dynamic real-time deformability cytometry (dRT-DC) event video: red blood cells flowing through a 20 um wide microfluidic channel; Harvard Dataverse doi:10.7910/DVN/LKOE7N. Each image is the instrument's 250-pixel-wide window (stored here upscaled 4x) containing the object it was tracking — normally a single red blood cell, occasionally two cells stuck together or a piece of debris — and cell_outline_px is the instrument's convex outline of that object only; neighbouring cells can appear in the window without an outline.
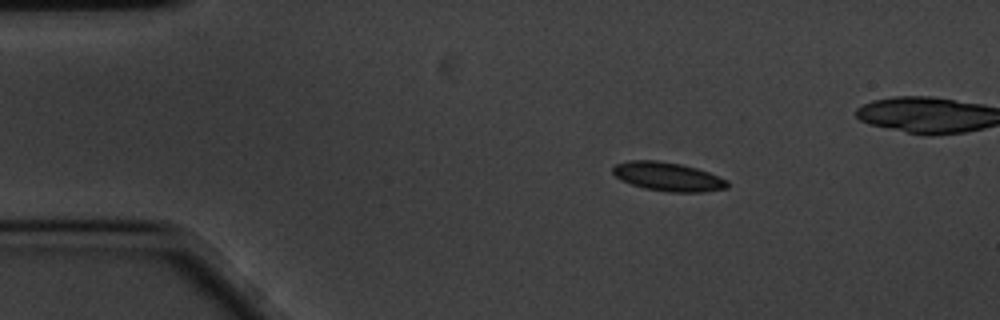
{"species": "common noctule bat (a hibernating species)", "species_latin": "Nyctalus noctula", "temperature_condition": "cold", "stored_images_in_passage": 51, "camera_frame_rate_fps": 3000, "um_per_image_px": 0.085, "animal": {"sex": "male", "body_mass_g": 20.1, "forearm_length_mm": 53.5}, "frame": {"image": 1, "passage_image": 1, "time_ms": 0.0, "image_size_px": [1000, 320], "cell_outline_px": [[728, 188], [704, 192], [668, 192], [644, 188], [620, 180], [612, 172], [612, 168], [616, 164], [628, 160], [656, 160], [680, 164], [696, 168], [708, 172], [728, 180]], "centroid_in_image_um": [56.77, 15.02], "position_along_channel_um": 28.2, "area_um2": 19.25}}
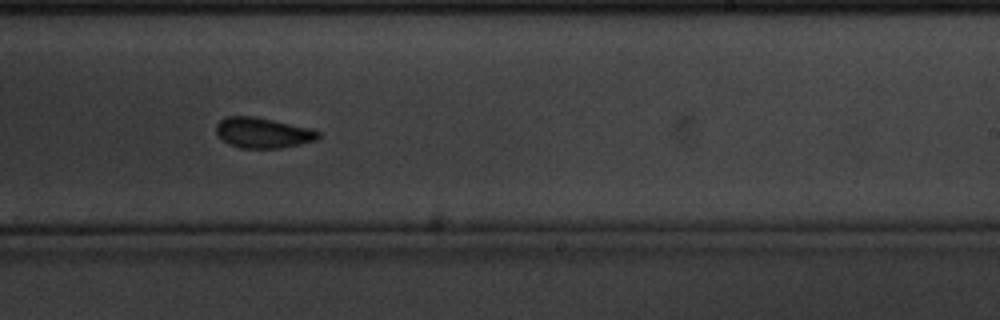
{"frame": {"image": 2, "passage_image": 27, "time_ms": 8.667, "image_size_px": [1000, 320], "cell_outline_px": [[320, 136], [316, 140], [300, 144], [280, 148], [240, 148], [228, 144], [216, 132], [216, 124], [224, 116], [252, 116], [312, 128], [320, 132]], "centroid_in_image_um": [22.34, 11.28], "position_along_channel_um": 266.7, "area_um2": 18.09}}
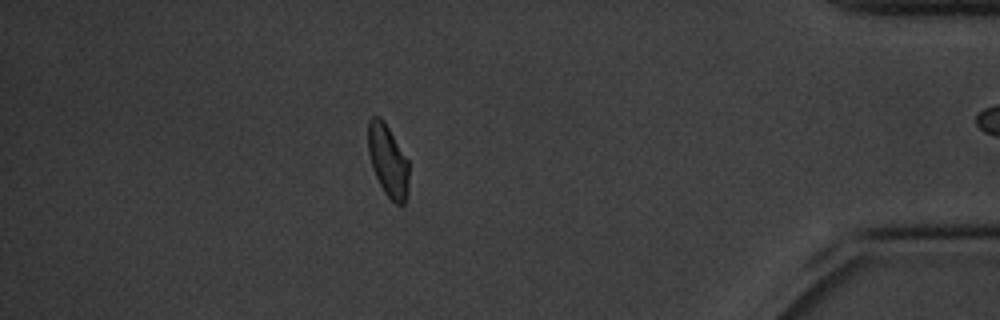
{"frame": {"image": 3, "passage_image": 43, "time_ms": 14.0, "image_size_px": [1000, 320], "cell_outline_px": [[408, 188], [404, 204], [396, 204], [384, 192], [372, 168], [368, 152], [368, 120], [372, 116], [380, 116], [384, 120], [408, 160]], "centroid_in_image_um": [32.96, 13.62], "position_along_channel_um": 402.2, "area_um2": 17.05}, "authors_computed_cell_mechanics": {"area_um2": 18.2648, "velocity_mm_per_s": 3.3527, "shape_relaxation_time_tau1_ms": 3.2008, "shape_relaxation_time_tau2_ms": 4.2701, "deformation_change_tau1": 0.067, "deformation_change_tau2": 0.0743}}